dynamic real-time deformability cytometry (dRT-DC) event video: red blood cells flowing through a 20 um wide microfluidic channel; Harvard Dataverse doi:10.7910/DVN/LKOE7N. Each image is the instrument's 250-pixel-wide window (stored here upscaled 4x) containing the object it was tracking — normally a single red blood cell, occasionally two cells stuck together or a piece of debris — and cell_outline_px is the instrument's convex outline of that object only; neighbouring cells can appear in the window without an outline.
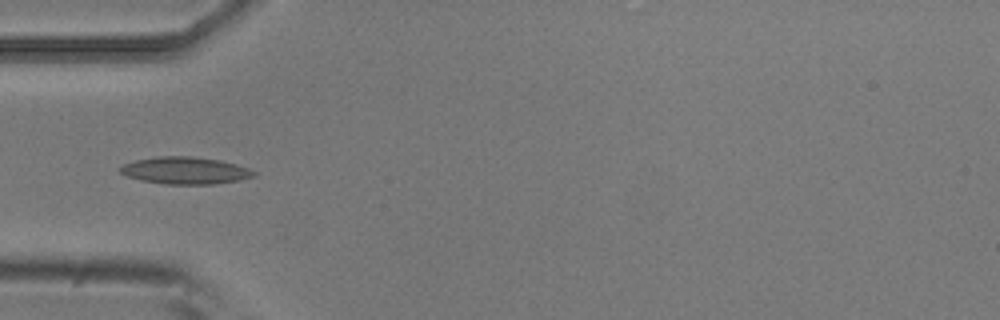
{"species": "common noctule bat (a hibernating species)", "species_latin": "Nyctalus noctula", "temperature_condition": "room temperature", "stored_images_in_passage": 6, "camera_frame_rate_fps": 3000, "um_per_image_px": 0.085, "animal": {"sex": "male", "body_mass_g": 20.5, "forearm_length_mm": 52.5}, "frame": {"image": 1, "passage_image": 5, "time_ms": 1.333, "image_size_px": [1000, 320], "cell_outline_px": [[256, 176], [236, 180], [212, 184], [164, 184], [140, 180], [128, 176], [120, 172], [116, 168], [124, 164], [136, 160], [156, 156], [192, 156], [220, 160], [236, 164], [248, 168], [256, 172]], "centroid_in_image_um": [15.71, 14.48], "position_along_channel_um": 69.3, "area_um2": 21.1}}
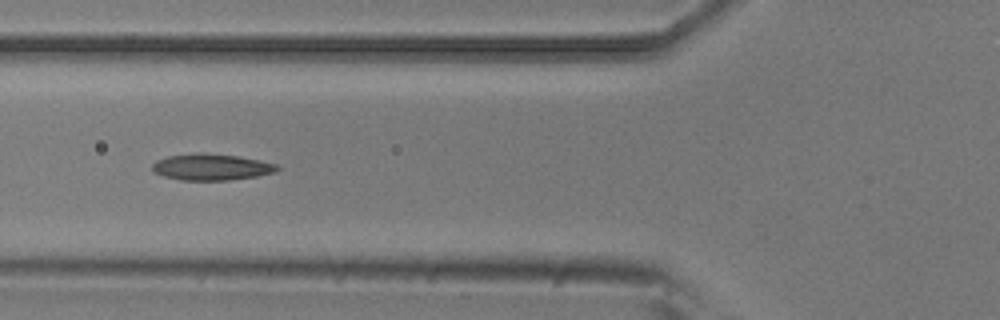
{"frame": {"image": 2, "passage_image": 6, "time_ms": 1.667, "image_size_px": [1000, 320], "cell_outline_px": [[280, 168], [276, 172], [256, 176], [228, 180], [180, 180], [164, 176], [152, 172], [152, 164], [156, 160], [168, 156], [240, 156], [260, 160], [276, 164]], "centroid_in_image_um": [18.0, 14.25], "position_along_channel_um": 107.8, "area_um2": 18.26}}